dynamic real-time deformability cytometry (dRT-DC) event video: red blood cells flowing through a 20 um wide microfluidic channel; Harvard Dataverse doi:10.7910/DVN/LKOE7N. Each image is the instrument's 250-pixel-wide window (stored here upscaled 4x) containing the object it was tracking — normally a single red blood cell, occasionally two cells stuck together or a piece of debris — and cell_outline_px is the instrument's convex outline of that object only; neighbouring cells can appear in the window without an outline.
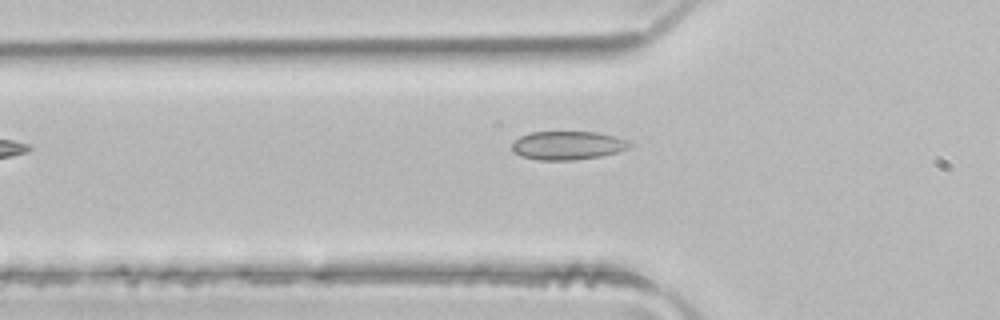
{"species": "common noctule bat (a hibernating species)", "species_latin": "Nyctalus noctula", "temperature_condition": "room temperature", "stored_images_in_passage": 5, "camera_frame_rate_fps": 3000, "um_per_image_px": 0.085, "animal": {"sex": "male", "body_mass_g": 21.5, "forearm_length_mm": 52.0}, "frame": {"image": 1, "passage_image": 5, "time_ms": 1.333, "image_size_px": [1000, 320], "cell_outline_px": [[632, 144], [628, 148], [616, 152], [600, 156], [576, 160], [540, 160], [520, 156], [512, 148], [512, 140], [520, 136], [532, 132], [596, 132], [616, 136], [628, 140]], "centroid_in_image_um": [48.24, 12.35], "position_along_channel_um": 77.6, "area_um2": 19.59}}